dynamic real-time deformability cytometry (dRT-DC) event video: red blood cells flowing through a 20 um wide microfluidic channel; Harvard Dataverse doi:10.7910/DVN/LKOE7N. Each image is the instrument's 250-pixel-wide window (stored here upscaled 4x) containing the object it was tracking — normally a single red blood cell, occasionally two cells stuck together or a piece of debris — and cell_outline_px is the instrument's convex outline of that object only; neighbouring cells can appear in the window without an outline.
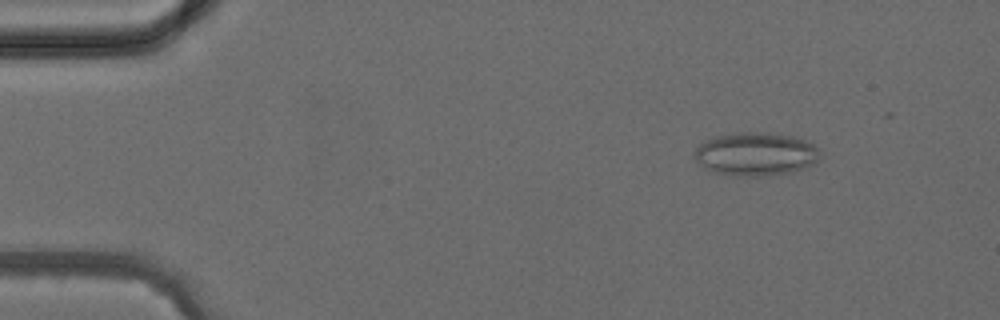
{"species": "common noctule bat (a hibernating species)", "species_latin": "Nyctalus noctula", "temperature_condition": "cold", "stored_images_in_passage": 3, "camera_frame_rate_fps": 3000, "um_per_image_px": 0.085, "animal": {"sex": "female", "body_mass_g": 24.6, "forearm_length_mm": 56.2}, "frame": {"image": 1, "passage_image": 2, "time_ms": 1.333, "image_size_px": [1000, 320], "cell_outline_px": [[820, 160], [804, 168], [788, 172], [760, 176], [732, 176], [716, 172], [704, 168], [696, 160], [696, 148], [700, 144], [712, 136], [736, 132], [764, 132], [796, 136], [820, 148]], "centroid_in_image_um": [64.25, 13.08], "position_along_channel_um": 20.7, "area_um2": 31.85}}